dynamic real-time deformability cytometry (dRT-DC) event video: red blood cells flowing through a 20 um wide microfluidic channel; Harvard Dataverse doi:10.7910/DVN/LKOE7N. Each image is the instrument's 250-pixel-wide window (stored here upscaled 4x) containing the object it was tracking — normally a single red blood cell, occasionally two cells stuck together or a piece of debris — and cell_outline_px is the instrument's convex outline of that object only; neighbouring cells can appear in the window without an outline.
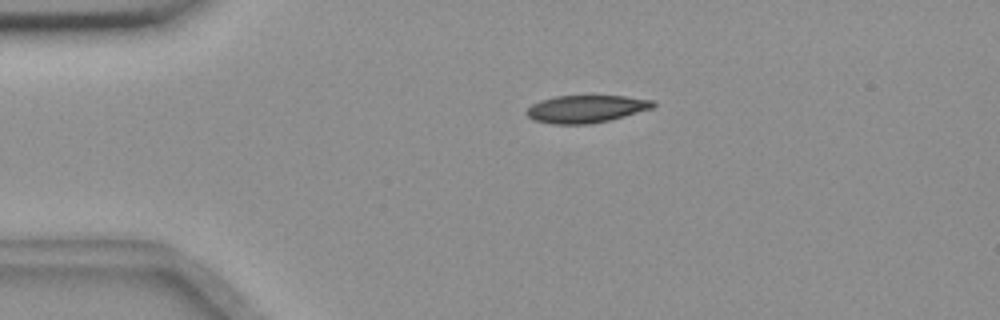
{"species": "common noctule bat (a hibernating species)", "species_latin": "Nyctalus noctula", "temperature_condition": "room temperature", "stored_images_in_passage": 48, "camera_frame_rate_fps": 3000, "um_per_image_px": 0.085, "animal": {"sex": "female", "body_mass_g": 18.4}, "frame": {"image": 1, "passage_image": 4, "time_ms": 1.0, "image_size_px": [1000, 320], "cell_outline_px": [[656, 104], [652, 108], [624, 116], [608, 120], [588, 124], [552, 124], [536, 120], [528, 116], [524, 112], [532, 104], [540, 100], [556, 96], [624, 96], [656, 100]], "centroid_in_image_um": [49.82, 9.25], "position_along_channel_um": 35.2, "area_um2": 20.17}}
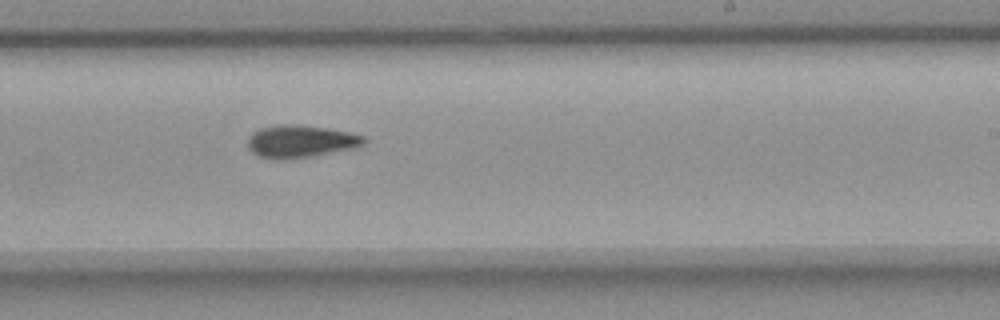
{"frame": {"image": 2, "passage_image": 26, "time_ms": 8.333, "image_size_px": [1000, 320], "cell_outline_px": [[368, 140], [364, 144], [352, 148], [312, 156], [284, 160], [272, 160], [260, 156], [252, 152], [248, 148], [248, 136], [252, 132], [260, 128], [284, 124], [300, 124], [328, 128], [348, 132], [364, 136]], "centroid_in_image_um": [25.52, 12.01], "position_along_channel_um": 263.5, "area_um2": 22.14}}
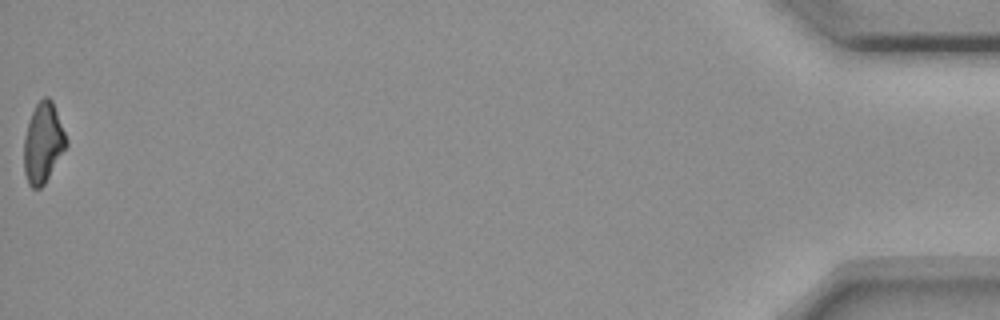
{"frame": {"image": 3, "passage_image": 48, "time_ms": 15.667, "image_size_px": [1000, 320], "cell_outline_px": [[68, 144], [44, 184], [40, 188], [32, 188], [28, 184], [24, 172], [24, 136], [28, 120], [36, 104], [44, 96], [48, 96], [52, 100], [68, 140]], "centroid_in_image_um": [3.65, 12.13], "position_along_channel_um": 431.5, "area_um2": 19.77}, "authors_computed_cell_mechanics": {"area_um2": 21.0103, "velocity_mm_per_s": 3.636, "shape_relaxation_time_tau1_ms": 6.6474, "shape_relaxation_time_tau2_ms": null, "deformation_change_tau1": 0.1539, "deformation_change_tau2": null}}